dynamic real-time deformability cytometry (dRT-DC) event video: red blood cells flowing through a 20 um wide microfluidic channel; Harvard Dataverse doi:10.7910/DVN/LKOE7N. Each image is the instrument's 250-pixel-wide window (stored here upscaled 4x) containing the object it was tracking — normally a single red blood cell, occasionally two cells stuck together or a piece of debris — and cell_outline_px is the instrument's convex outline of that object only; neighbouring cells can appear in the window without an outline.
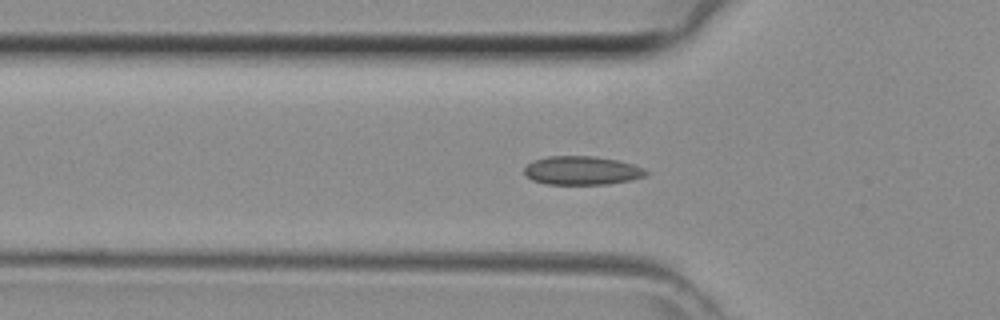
{"species": "common noctule bat (a hibernating species)", "species_latin": "Nyctalus noctula", "temperature_condition": "room temperature", "stored_images_in_passage": 35, "camera_frame_rate_fps": 3000, "um_per_image_px": 0.085, "animal": {"sex": "female", "body_mass_g": 29.2, "forearm_length_mm": 56.3}, "frame": {"image": 1, "passage_image": 12, "time_ms": 3.667, "image_size_px": [1000, 320], "cell_outline_px": [[648, 172], [644, 176], [632, 180], [608, 184], [544, 184], [532, 180], [524, 176], [524, 168], [532, 160], [548, 156], [592, 156], [616, 160], [632, 164], [644, 168]], "centroid_in_image_um": [49.41, 14.5], "position_along_channel_um": 76.4, "area_um2": 20.4}}
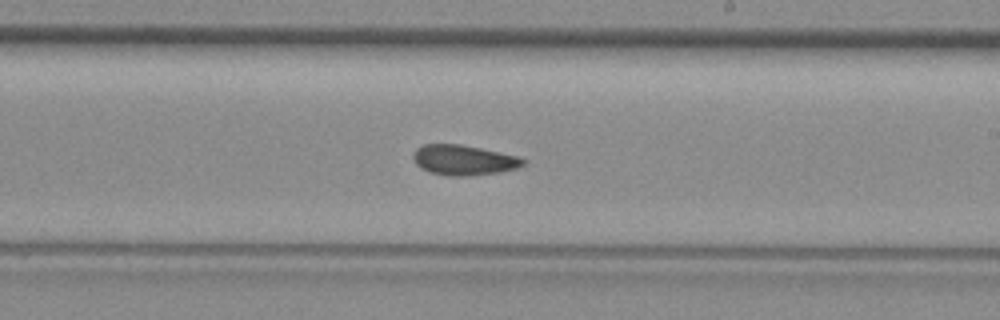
{"frame": {"image": 2, "passage_image": 23, "time_ms": 7.333, "image_size_px": [1000, 320], "cell_outline_px": [[528, 160], [524, 164], [516, 168], [500, 172], [464, 176], [448, 176], [428, 172], [420, 168], [416, 164], [412, 156], [412, 152], [416, 148], [424, 144], [460, 144], [520, 156]], "centroid_in_image_um": [39.4, 13.6], "position_along_channel_um": 249.6, "area_um2": 19.54}}
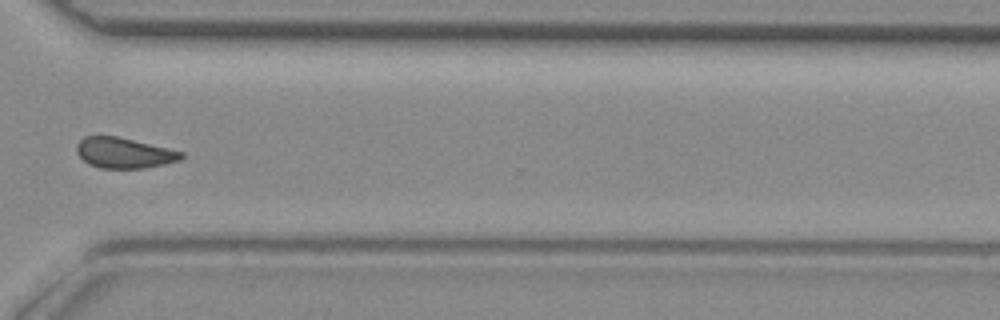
{"frame": {"image": 3, "passage_image": 30, "time_ms": 9.667, "image_size_px": [1000, 320], "cell_outline_px": [[184, 156], [180, 160], [164, 164], [144, 168], [100, 168], [88, 164], [76, 152], [76, 144], [84, 136], [116, 136], [168, 148], [184, 152]], "centroid_in_image_um": [10.53, 13.0], "position_along_channel_um": 360.1, "area_um2": 18.55}}